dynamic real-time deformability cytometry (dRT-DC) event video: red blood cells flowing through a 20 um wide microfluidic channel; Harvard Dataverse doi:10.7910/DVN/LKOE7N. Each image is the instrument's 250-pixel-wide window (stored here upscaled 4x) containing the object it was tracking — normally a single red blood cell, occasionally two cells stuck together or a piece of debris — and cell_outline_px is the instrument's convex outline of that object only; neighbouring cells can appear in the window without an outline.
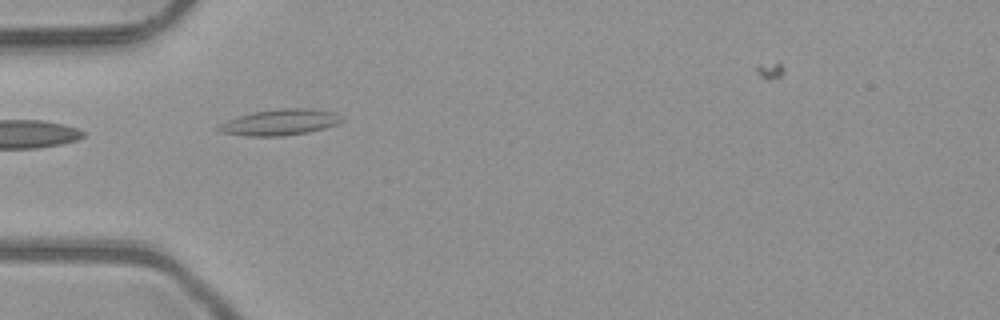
{"species": "common noctule bat (a hibernating species)", "species_latin": "Nyctalus noctula", "temperature_condition": "room temperature", "stored_images_in_passage": 4, "camera_frame_rate_fps": 3000, "um_per_image_px": 0.085, "animal": {"sex": "male", "body_mass_g": 23.1, "forearm_length_mm": 52.7}, "frame": {"image": 1, "passage_image": 4, "time_ms": 1.0, "image_size_px": [1000, 320], "cell_outline_px": [[344, 120], [336, 124], [324, 128], [308, 132], [284, 136], [244, 136], [220, 132], [216, 128], [220, 124], [228, 120], [252, 112], [280, 108], [312, 108], [336, 112]], "centroid_in_image_um": [23.81, 10.39], "position_along_channel_um": 61.2, "area_um2": 18.73}}